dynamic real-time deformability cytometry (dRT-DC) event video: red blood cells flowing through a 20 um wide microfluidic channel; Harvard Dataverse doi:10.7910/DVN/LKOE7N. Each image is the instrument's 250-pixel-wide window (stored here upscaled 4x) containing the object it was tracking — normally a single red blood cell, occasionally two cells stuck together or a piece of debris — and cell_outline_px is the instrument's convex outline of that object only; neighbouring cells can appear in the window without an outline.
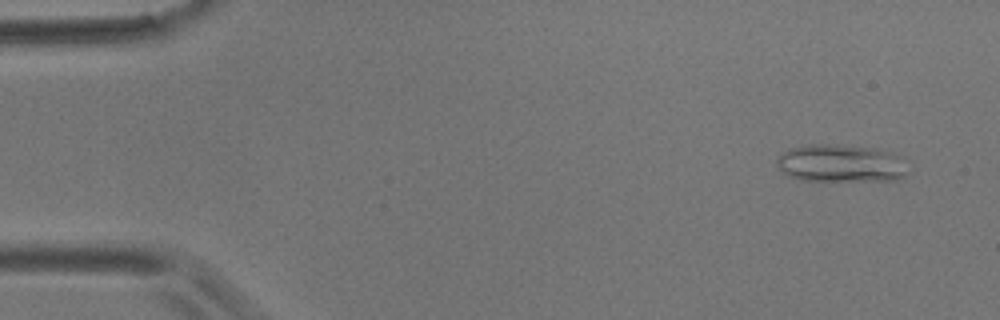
{"species": "common noctule bat (a hibernating species)", "species_latin": "Nyctalus noctula", "temperature_condition": "room temperature", "stored_images_in_passage": 9, "camera_frame_rate_fps": 3000, "um_per_image_px": 0.085, "animal": {"sex": "male", "body_mass_g": 17.9}, "frame": {"image": 1, "passage_image": 2, "time_ms": 1.0, "image_size_px": [1000, 320], "cell_outline_px": [[908, 172], [904, 176], [896, 180], [800, 180], [788, 176], [776, 164], [776, 156], [780, 152], [788, 148], [808, 144], [836, 144], [872, 148], [888, 152], [900, 156]], "centroid_in_image_um": [71.4, 13.87], "position_along_channel_um": 13.6, "area_um2": 28.84}}
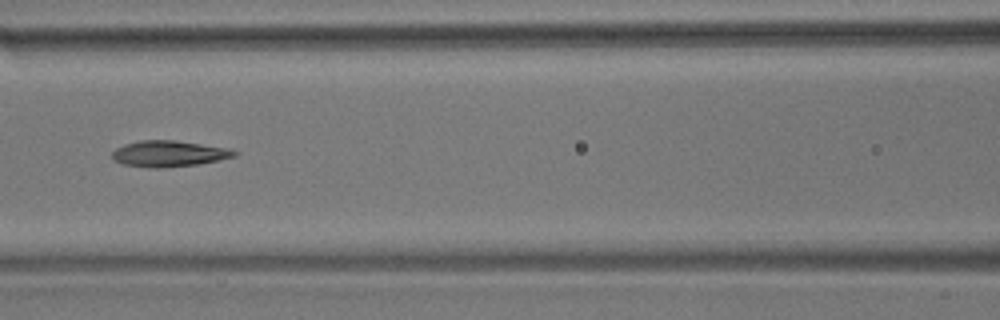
{"frame": {"image": 2, "passage_image": 8, "time_ms": 8.0, "image_size_px": [1000, 320], "cell_outline_px": [[240, 152], [236, 156], [196, 164], [164, 168], [148, 168], [124, 164], [112, 160], [112, 152], [116, 148], [124, 144], [140, 140], [176, 140], [228, 148]], "centroid_in_image_um": [14.33, 13.06], "position_along_channel_um": 152.3, "area_um2": 18.61}}
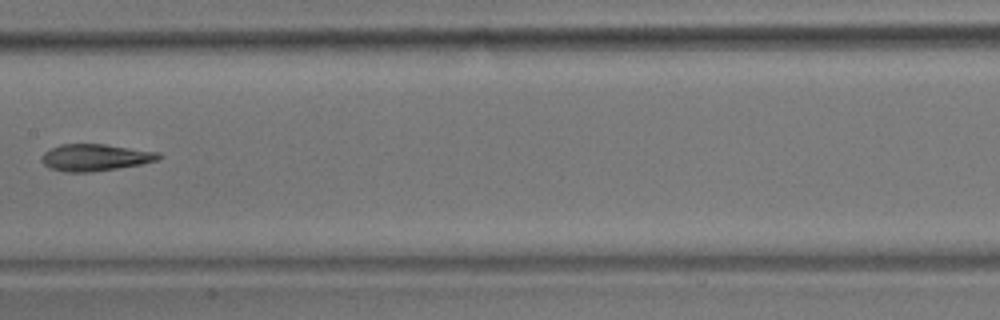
{"frame": {"image": 3, "passage_image": 9, "time_ms": 9.333, "image_size_px": [1000, 320], "cell_outline_px": [[164, 156], [156, 160], [140, 164], [116, 168], [88, 172], [64, 172], [52, 168], [44, 164], [40, 160], [40, 156], [44, 152], [60, 144], [104, 144], [160, 152]], "centroid_in_image_um": [8.08, 13.37], "position_along_channel_um": 199.3, "area_um2": 18.21}}